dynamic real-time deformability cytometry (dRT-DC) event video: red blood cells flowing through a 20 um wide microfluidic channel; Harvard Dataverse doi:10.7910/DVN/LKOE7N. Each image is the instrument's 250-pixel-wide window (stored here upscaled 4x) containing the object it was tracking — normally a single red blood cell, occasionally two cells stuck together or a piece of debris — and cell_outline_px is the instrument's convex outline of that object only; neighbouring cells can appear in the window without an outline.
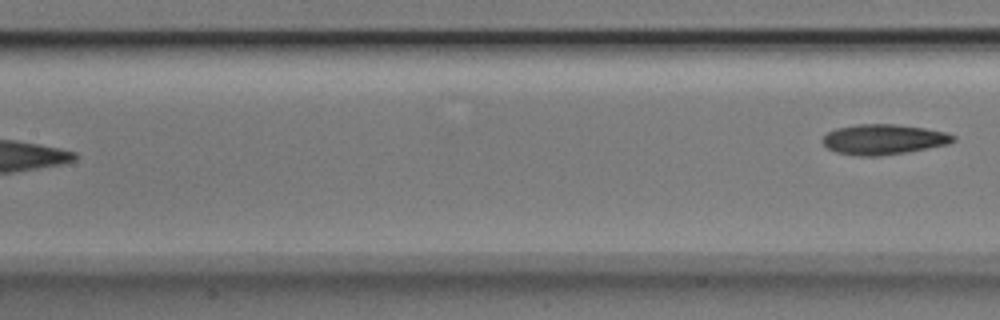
{"species": "Egyptian fruit bat (a non-hibernating species)", "species_latin": "Rousettus aegyptiacus", "temperature_condition": "room temperature", "stored_images_in_passage": 6, "segment_of_instrument_passage": [2, 2], "camera_frame_rate_fps": 3000, "um_per_image_px": 0.085, "animal": {"sex": "male"}, "frame": {"image": 1, "passage_image": 6, "time_ms": 1.667, "image_size_px": [1000, 320], "cell_outline_px": [[956, 140], [948, 144], [908, 152], [880, 156], [860, 156], [836, 152], [828, 148], [820, 140], [828, 132], [836, 128], [860, 124], [896, 124], [924, 128], [944, 132], [956, 136]], "centroid_in_image_um": [75.1, 11.85], "position_along_channel_um": 132.3, "area_um2": 23.0}}